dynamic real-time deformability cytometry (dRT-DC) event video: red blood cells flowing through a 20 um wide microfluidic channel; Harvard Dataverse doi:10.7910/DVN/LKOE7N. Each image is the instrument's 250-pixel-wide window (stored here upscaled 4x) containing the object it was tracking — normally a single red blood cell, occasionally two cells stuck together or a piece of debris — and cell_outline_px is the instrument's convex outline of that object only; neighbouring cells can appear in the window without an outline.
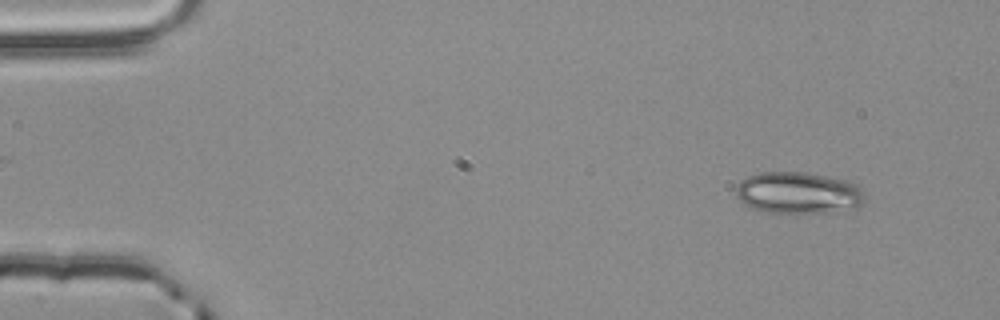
{"species": "common noctule bat (a hibernating species)", "species_latin": "Nyctalus noctula", "temperature_condition": "room temperature", "stored_images_in_passage": 3, "camera_frame_rate_fps": 3000, "um_per_image_px": 0.085, "animal": {"sex": "male", "body_mass_g": 20.4}, "frame": {"image": 1, "passage_image": 1, "time_ms": 0.0, "image_size_px": [1000, 320], "cell_outline_px": [[864, 200], [856, 208], [824, 212], [764, 212], [752, 208], [744, 204], [736, 196], [736, 188], [740, 180], [748, 176], [760, 172], [804, 172], [848, 180], [860, 188], [864, 196]], "centroid_in_image_um": [67.82, 16.38], "position_along_channel_um": 17.2, "area_um2": 31.1}}